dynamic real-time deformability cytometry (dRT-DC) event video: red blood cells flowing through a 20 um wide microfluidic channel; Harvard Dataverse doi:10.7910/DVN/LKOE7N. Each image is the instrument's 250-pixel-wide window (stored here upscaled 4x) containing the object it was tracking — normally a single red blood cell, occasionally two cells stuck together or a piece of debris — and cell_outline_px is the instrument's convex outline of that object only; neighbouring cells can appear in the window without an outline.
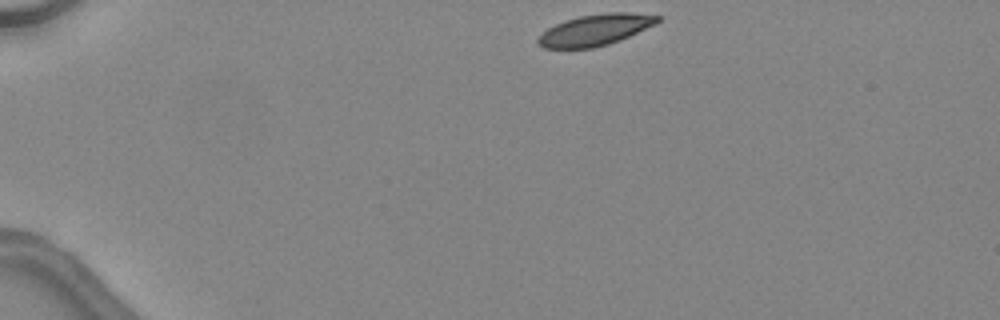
{"species": "common noctule bat (a hibernating species)", "species_latin": "Nyctalus noctula", "temperature_condition": "warm", "stored_images_in_passage": 38, "camera_frame_rate_fps": 3000, "um_per_image_px": 0.085, "animal": {"sex": "female", "body_mass_g": 24.6, "forearm_length_mm": 56.2}, "frame": {"image": 1, "passage_image": 1, "time_ms": 0.0, "image_size_px": [1000, 320], "cell_outline_px": [[660, 20], [656, 24], [620, 40], [608, 44], [592, 48], [544, 48], [536, 44], [536, 40], [548, 28], [564, 20], [580, 16], [608, 12], [628, 12], [660, 16]], "centroid_in_image_um": [50.59, 2.54], "position_along_channel_um": 34.4, "area_um2": 21.62}}
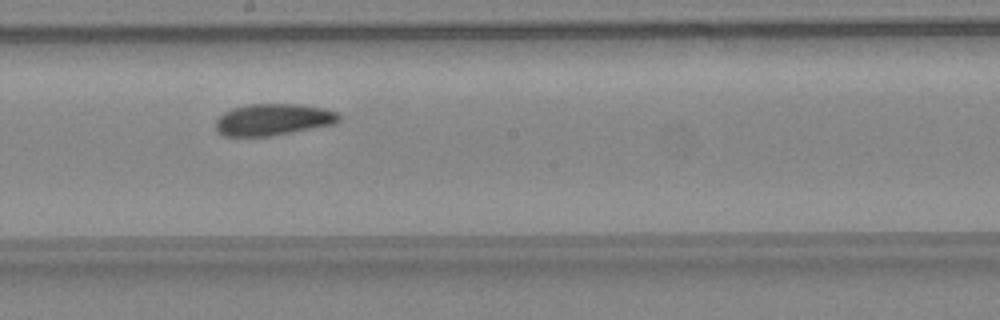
{"frame": {"image": 2, "passage_image": 19, "time_ms": 6.0, "image_size_px": [1000, 320], "cell_outline_px": [[340, 120], [332, 124], [272, 136], [224, 136], [216, 132], [216, 120], [224, 112], [232, 108], [248, 104], [300, 104], [324, 108], [336, 112], [340, 116]], "centroid_in_image_um": [23.18, 10.16], "position_along_channel_um": 225.0, "area_um2": 22.72}}
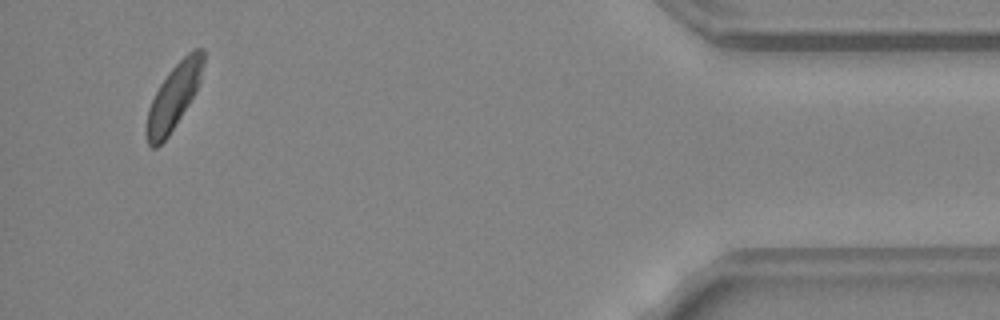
{"frame": {"image": 3, "passage_image": 36, "time_ms": 11.667, "image_size_px": [1000, 320], "cell_outline_px": [[204, 60], [200, 80], [196, 92], [168, 136], [156, 148], [152, 148], [148, 144], [144, 132], [144, 128], [148, 108], [160, 84], [168, 72], [188, 52], [196, 48], [204, 48]], "centroid_in_image_um": [14.74, 8.24], "position_along_channel_um": 420.5, "area_um2": 21.5}, "authors_computed_cell_mechanics": {"area_um2": 22.5709, "velocity_mm_per_s": 4.5061, "shape_relaxation_time_tau1_ms": 3.8565, "shape_relaxation_time_tau2_ms": 7.2973, "deformation_change_tau1": 0.105, "deformation_change_tau2": 0.1197}}